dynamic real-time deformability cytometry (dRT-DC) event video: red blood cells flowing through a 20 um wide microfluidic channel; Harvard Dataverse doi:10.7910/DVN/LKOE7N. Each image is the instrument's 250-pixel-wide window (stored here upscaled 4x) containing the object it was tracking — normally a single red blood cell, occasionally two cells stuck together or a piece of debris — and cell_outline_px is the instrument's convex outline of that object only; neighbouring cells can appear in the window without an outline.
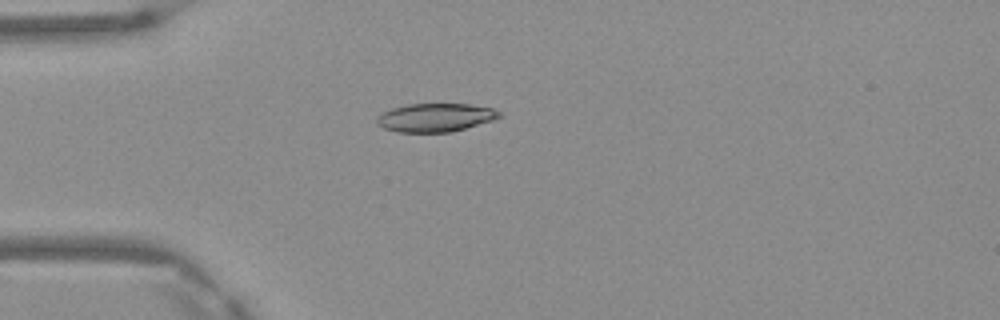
{"species": "Egyptian fruit bat (a non-hibernating species)", "species_latin": "Rousettus aegyptiacus", "temperature_condition": "warm", "stored_images_in_passage": 5, "camera_frame_rate_fps": 3000, "um_per_image_px": 0.085, "frame": {"image": 1, "passage_image": 4, "time_ms": 1.0, "image_size_px": [1000, 320], "cell_outline_px": [[500, 116], [492, 120], [452, 132], [396, 132], [384, 128], [376, 124], [376, 116], [392, 108], [408, 104], [468, 104], [492, 108], [500, 112]], "centroid_in_image_um": [36.96, 9.99], "position_along_channel_um": 48.0, "area_um2": 20.17}}